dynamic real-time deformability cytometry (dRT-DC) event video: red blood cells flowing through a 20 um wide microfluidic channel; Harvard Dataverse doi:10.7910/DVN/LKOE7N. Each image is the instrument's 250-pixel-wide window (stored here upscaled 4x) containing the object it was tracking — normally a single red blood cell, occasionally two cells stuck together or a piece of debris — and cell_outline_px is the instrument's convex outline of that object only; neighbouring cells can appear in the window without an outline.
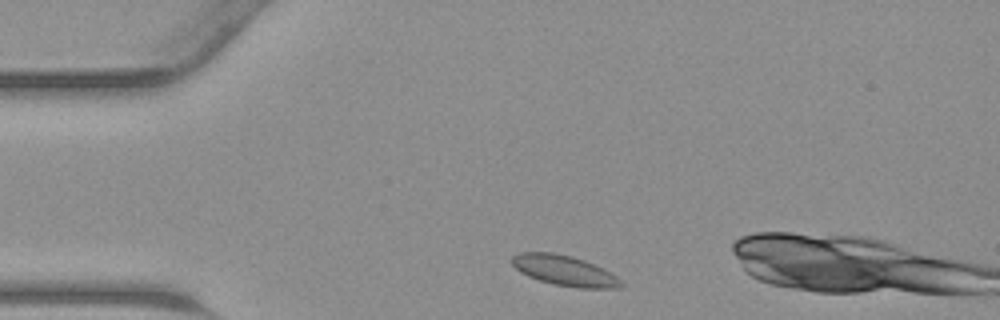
{"species": "common noctule bat (a hibernating species)", "species_latin": "Nyctalus noctula", "temperature_condition": "warm", "stored_images_in_passage": 29, "camera_frame_rate_fps": 3000, "um_per_image_px": 0.085, "animal": {"sex": "male", "body_mass_g": 23.1, "forearm_length_mm": 52.7}, "frame": {"image": 1, "passage_image": 2, "time_ms": 0.333, "image_size_px": [1000, 320], "cell_outline_px": [[624, 284], [620, 288], [576, 288], [552, 284], [528, 276], [520, 272], [512, 264], [512, 256], [520, 252], [552, 252], [572, 256], [584, 260], [604, 268], [612, 272]], "centroid_in_image_um": [48.0, 23.0], "position_along_channel_um": 37.0, "area_um2": 19.42}}
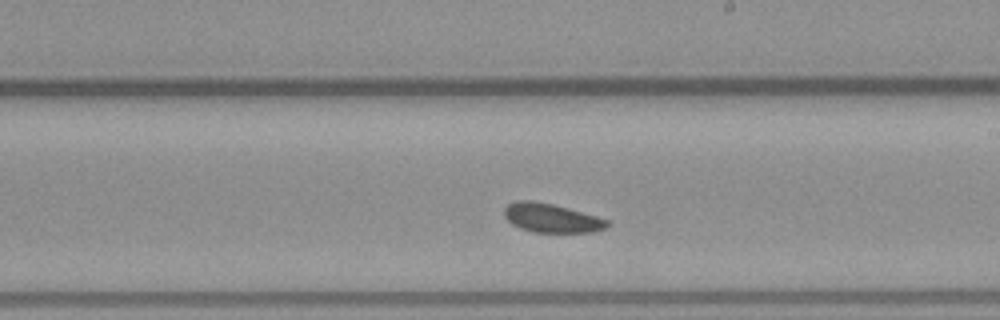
{"frame": {"image": 2, "passage_image": 18, "time_ms": 5.667, "image_size_px": [1000, 320], "cell_outline_px": [[612, 224], [596, 232], [532, 232], [520, 228], [512, 224], [504, 216], [504, 208], [508, 204], [520, 200], [532, 200], [552, 204], [568, 208], [596, 216], [608, 220]], "centroid_in_image_um": [46.88, 18.54], "position_along_channel_um": 242.1, "area_um2": 17.34}}
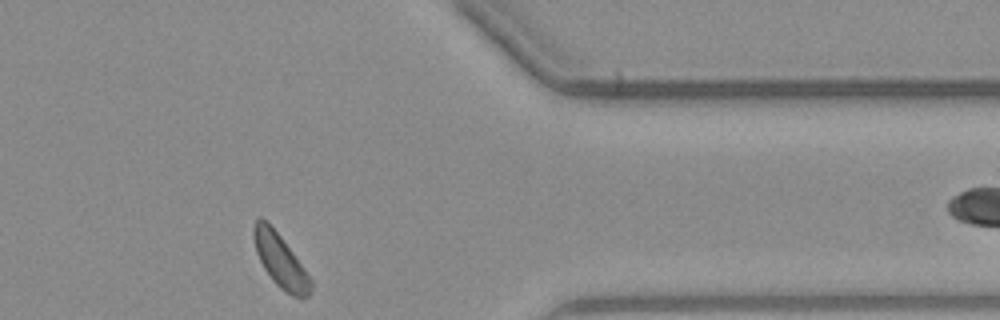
{"frame": {"image": 3, "passage_image": 29, "time_ms": 9.333, "image_size_px": [1000, 320], "cell_outline_px": [[312, 288], [308, 296], [292, 296], [284, 292], [272, 280], [264, 268], [256, 252], [252, 236], [252, 228], [256, 220], [260, 216], [268, 220], [304, 268], [312, 280]], "centroid_in_image_um": [23.79, 22.12], "position_along_channel_um": 387.6, "area_um2": 17.69}}